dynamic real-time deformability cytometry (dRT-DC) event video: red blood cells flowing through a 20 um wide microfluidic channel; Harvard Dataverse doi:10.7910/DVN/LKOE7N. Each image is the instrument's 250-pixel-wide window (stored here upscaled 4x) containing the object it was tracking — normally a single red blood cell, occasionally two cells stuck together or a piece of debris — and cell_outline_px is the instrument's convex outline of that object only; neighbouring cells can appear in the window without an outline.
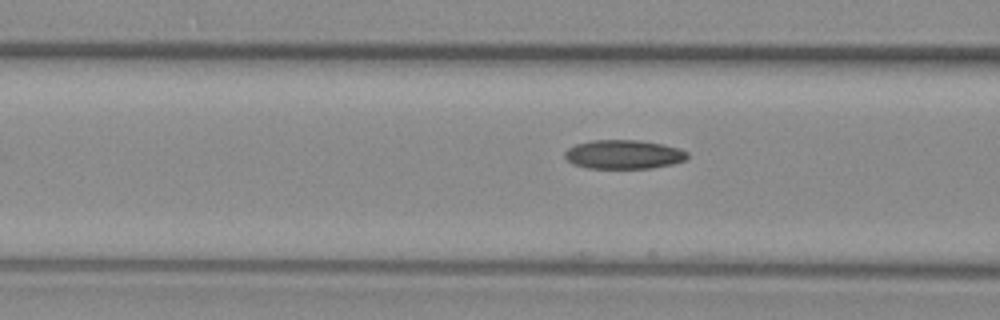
{"species": "common noctule bat (a hibernating species)", "species_latin": "Nyctalus noctula", "temperature_condition": "warm", "stored_images_in_passage": 41, "camera_frame_rate_fps": 3000, "um_per_image_px": 0.085, "animal": {"sex": "female", "body_mass_g": 29.2, "forearm_length_mm": 56.3}, "frame": {"image": 1, "passage_image": 6, "time_ms": 1.667, "image_size_px": [1000, 320], "cell_outline_px": [[688, 156], [684, 160], [672, 164], [652, 168], [588, 168], [572, 164], [564, 156], [564, 152], [568, 148], [576, 144], [592, 140], [640, 140], [664, 144], [680, 148], [688, 152]], "centroid_in_image_um": [53.01, 13.12], "position_along_channel_um": 113.6, "area_um2": 20.81}}
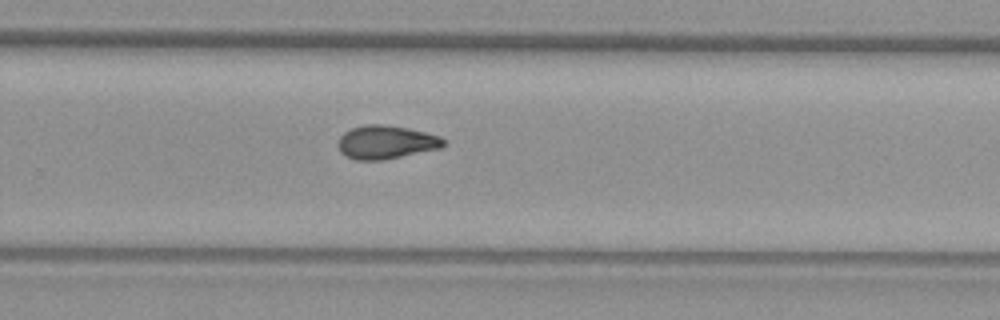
{"frame": {"image": 2, "passage_image": 21, "time_ms": 6.667, "image_size_px": [1000, 320], "cell_outline_px": [[444, 144], [440, 148], [384, 160], [356, 160], [344, 156], [340, 152], [340, 136], [344, 132], [352, 128], [368, 124], [380, 124], [408, 128], [440, 136], [444, 140]], "centroid_in_image_um": [32.8, 12.09], "position_along_channel_um": 297.0, "area_um2": 20.35}}
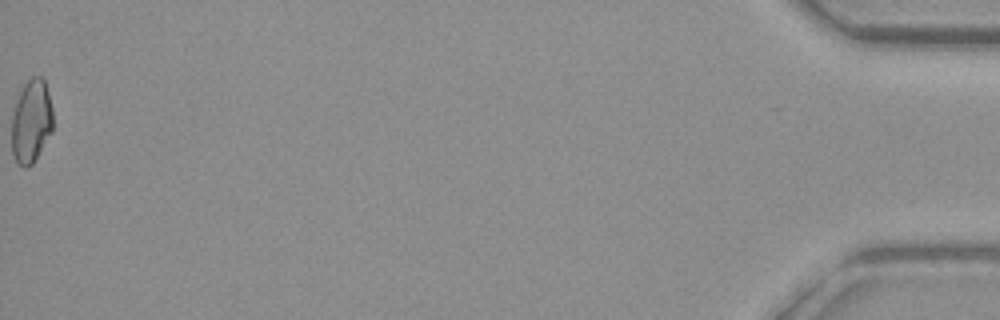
{"frame": {"image": 3, "passage_image": 41, "time_ms": 13.333, "image_size_px": [1000, 320], "cell_outline_px": [[52, 132], [32, 164], [24, 168], [16, 164], [12, 156], [12, 112], [20, 92], [24, 84], [32, 76], [44, 76], [52, 108]], "centroid_in_image_um": [2.65, 10.32], "position_along_channel_um": 432.6, "area_um2": 20.23}, "authors_computed_cell_mechanics": {"area_um2": 20.1722, "velocity_mm_per_s": 3.6695, "shape_relaxation_time_tau1_ms": null, "shape_relaxation_time_tau2_ms": 4.3759, "deformation_change_tau1": null, "deformation_change_tau2": 0.1048}}